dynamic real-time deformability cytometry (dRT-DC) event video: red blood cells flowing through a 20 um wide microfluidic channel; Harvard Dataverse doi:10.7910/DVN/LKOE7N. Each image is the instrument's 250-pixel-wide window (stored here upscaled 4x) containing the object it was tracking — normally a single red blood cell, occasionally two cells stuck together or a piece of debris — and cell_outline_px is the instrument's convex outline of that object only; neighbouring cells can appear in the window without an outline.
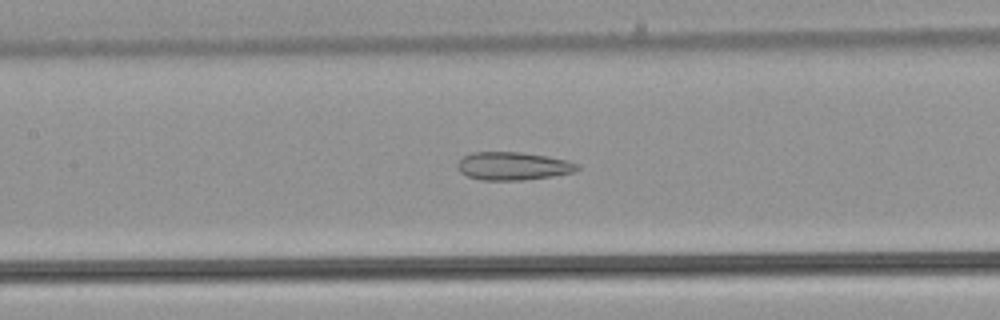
{"species": "common noctule bat (a hibernating species)", "species_latin": "Nyctalus noctula", "temperature_condition": "warm", "stored_images_in_passage": 40, "camera_frame_rate_fps": 3000, "um_per_image_px": 0.085, "animal": {"sex": "male", "body_mass_g": 21.5, "forearm_length_mm": 52.0}, "frame": {"image": 1, "passage_image": 13, "time_ms": 4.0, "image_size_px": [1000, 320], "cell_outline_px": [[580, 168], [576, 172], [552, 176], [520, 180], [480, 180], [468, 176], [460, 172], [456, 168], [456, 164], [464, 156], [472, 152], [520, 152], [548, 156], [568, 160], [580, 164]], "centroid_in_image_um": [43.63, 14.11], "position_along_channel_um": 163.8, "area_um2": 19.77}}
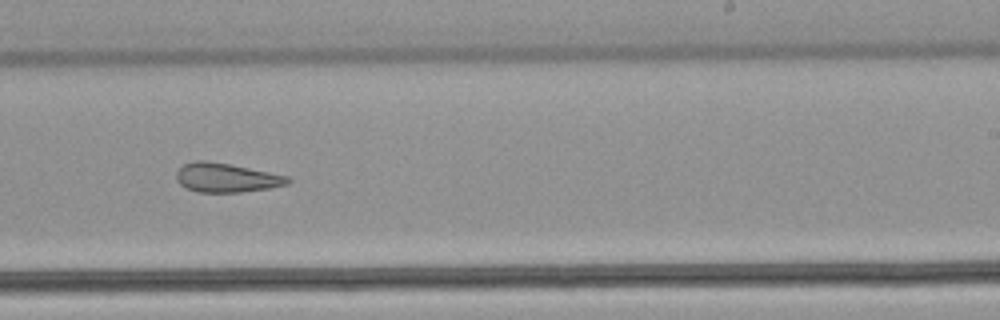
{"frame": {"image": 2, "passage_image": 21, "time_ms": 6.667, "image_size_px": [1000, 320], "cell_outline_px": [[292, 180], [288, 184], [268, 188], [240, 192], [200, 192], [184, 188], [176, 180], [176, 172], [184, 164], [192, 160], [208, 160], [288, 176]], "centroid_in_image_um": [19.19, 15.1], "position_along_channel_um": 269.8, "area_um2": 18.84}}
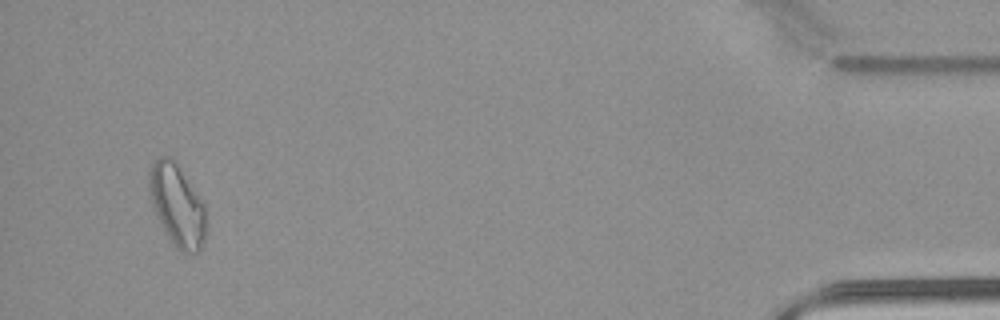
{"frame": {"image": 3, "passage_image": 38, "time_ms": 12.333, "image_size_px": [1000, 320], "cell_outline_px": [[204, 244], [196, 252], [180, 252], [176, 248], [168, 236], [152, 204], [148, 192], [148, 172], [152, 164], [160, 156], [168, 156], [176, 160], [204, 204]], "centroid_in_image_um": [15.03, 17.39], "position_along_channel_um": 420.2, "area_um2": 26.76}, "authors_computed_cell_mechanics": {"area_um2": 21.386, "velocity_mm_per_s": 3.9939, "shape_relaxation_time_tau1_ms": null, "shape_relaxation_time_tau2_ms": 3.7789, "deformation_change_tau1": null, "deformation_change_tau2": 0.1218}}